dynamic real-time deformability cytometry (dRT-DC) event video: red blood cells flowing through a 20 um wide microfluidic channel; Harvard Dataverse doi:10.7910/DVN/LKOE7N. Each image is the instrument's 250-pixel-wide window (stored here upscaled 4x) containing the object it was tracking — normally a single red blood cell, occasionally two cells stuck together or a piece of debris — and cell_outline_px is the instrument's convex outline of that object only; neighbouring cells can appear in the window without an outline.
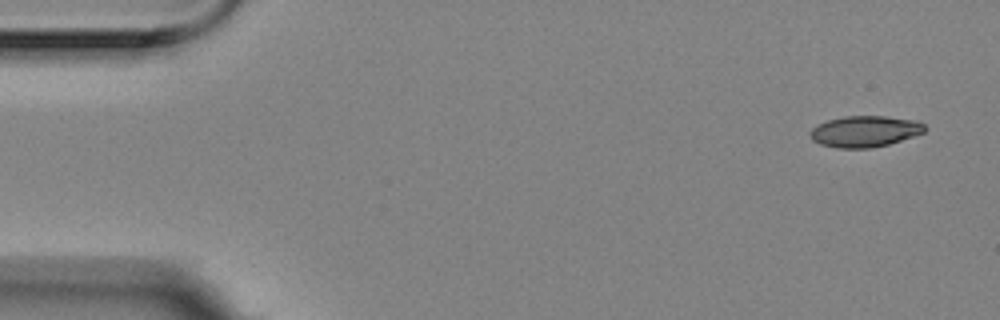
{"species": "Egyptian fruit bat (a non-hibernating species)", "species_latin": "Rousettus aegyptiacus", "temperature_condition": "room temperature", "stored_images_in_passage": 6, "segment_of_instrument_passage": [1, 2], "camera_frame_rate_fps": 3000, "um_per_image_px": 0.085, "animal": {"sex": "female"}, "frame": {"image": 1, "passage_image": 1, "time_ms": 0.0, "image_size_px": [1000, 320], "cell_outline_px": [[928, 128], [924, 132], [888, 144], [872, 148], [836, 148], [820, 144], [812, 140], [808, 136], [808, 132], [812, 128], [828, 120], [844, 116], [884, 116], [916, 120], [924, 124]], "centroid_in_image_um": [73.49, 11.17], "position_along_channel_um": 11.5, "area_um2": 20.87}}